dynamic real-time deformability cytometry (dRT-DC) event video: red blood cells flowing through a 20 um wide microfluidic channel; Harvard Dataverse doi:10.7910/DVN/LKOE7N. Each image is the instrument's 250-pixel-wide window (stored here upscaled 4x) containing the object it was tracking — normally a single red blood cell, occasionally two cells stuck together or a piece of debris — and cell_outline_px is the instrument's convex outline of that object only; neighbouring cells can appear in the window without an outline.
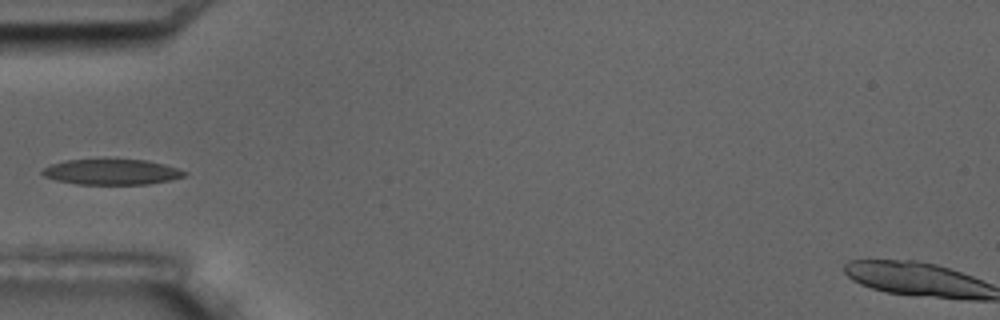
{"species": "common noctule bat (a hibernating species)", "species_latin": "Nyctalus noctula", "temperature_condition": "room temperature", "stored_images_in_passage": 14, "camera_frame_rate_fps": 3000, "um_per_image_px": 0.085, "animal": {"sex": "male", "body_mass_g": 17.5, "forearm_length_mm": 52.3}, "frame": {"image": 1, "passage_image": 5, "time_ms": 4.667, "image_size_px": [1000, 320], "cell_outline_px": [[188, 172], [184, 176], [168, 180], [148, 184], [76, 184], [56, 180], [44, 176], [40, 172], [44, 168], [52, 164], [68, 160], [144, 160], [164, 164]], "centroid_in_image_um": [9.47, 14.62], "position_along_channel_um": 75.5, "area_um2": 20.75}}
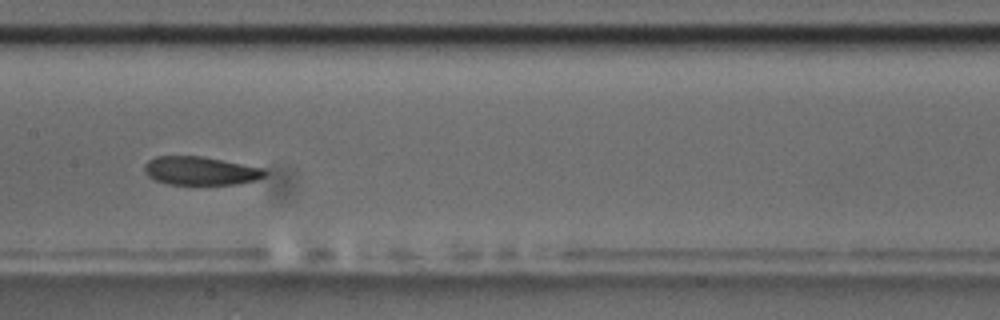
{"frame": {"image": 2, "passage_image": 8, "time_ms": 8.0, "image_size_px": [1000, 320], "cell_outline_px": [[268, 172], [264, 176], [256, 180], [236, 184], [168, 184], [156, 180], [148, 176], [144, 172], [144, 164], [148, 160], [156, 156], [200, 156], [264, 168]], "centroid_in_image_um": [17.02, 14.52], "position_along_channel_um": 190.4, "area_um2": 19.88}}
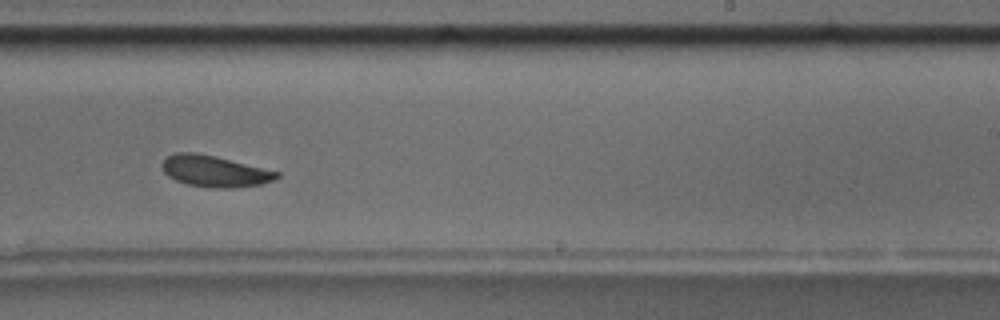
{"frame": {"image": 3, "passage_image": 10, "time_ms": 10.333, "image_size_px": [1000, 320], "cell_outline_px": [[280, 176], [276, 180], [260, 184], [228, 188], [212, 188], [188, 184], [176, 180], [168, 176], [164, 172], [160, 164], [168, 156], [176, 152], [196, 152], [216, 156], [280, 172]], "centroid_in_image_um": [18.24, 14.54], "position_along_channel_um": 270.8, "area_um2": 20.92}, "authors_computed_cell_mechanics": {"area_um2": 20.808, "velocity_mm_per_s": 3.4585, "shape_relaxation_time_tau1_ms": 2.7908, "shape_relaxation_time_tau2_ms": 3.0624, "deformation_change_tau1": 0.1072, "deformation_change_tau2": 0.0935}}